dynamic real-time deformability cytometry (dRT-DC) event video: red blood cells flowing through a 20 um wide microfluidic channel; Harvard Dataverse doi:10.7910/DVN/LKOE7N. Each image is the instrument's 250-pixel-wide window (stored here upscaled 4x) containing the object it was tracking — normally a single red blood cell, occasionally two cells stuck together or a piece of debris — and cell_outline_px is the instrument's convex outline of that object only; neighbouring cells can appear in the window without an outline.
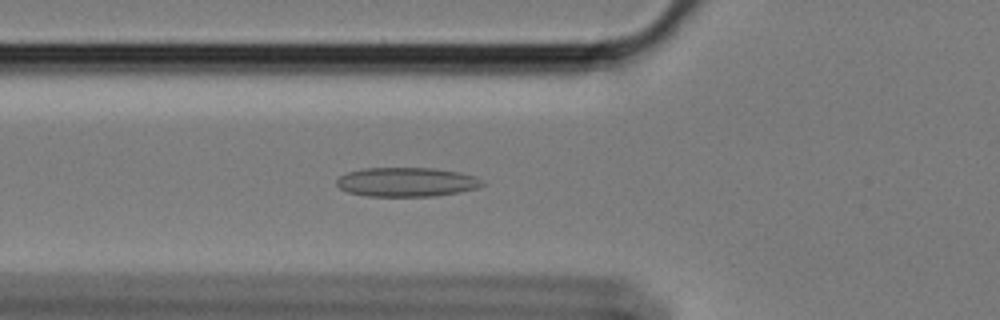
{"species": "Egyptian fruit bat (a non-hibernating species)", "species_latin": "Rousettus aegyptiacus", "temperature_condition": "cold", "stored_images_in_passage": 34, "camera_frame_rate_fps": 3000, "um_per_image_px": 0.085, "animal": {"sex": "female"}, "frame": {"image": 1, "passage_image": 11, "time_ms": 3.333, "image_size_px": [1000, 320], "cell_outline_px": [[484, 184], [476, 188], [460, 192], [432, 196], [364, 196], [348, 192], [340, 188], [336, 184], [336, 180], [340, 176], [348, 172], [364, 168], [432, 168], [460, 172], [476, 176], [484, 180]], "centroid_in_image_um": [34.57, 15.47], "position_along_channel_um": 91.2, "area_um2": 24.85}}
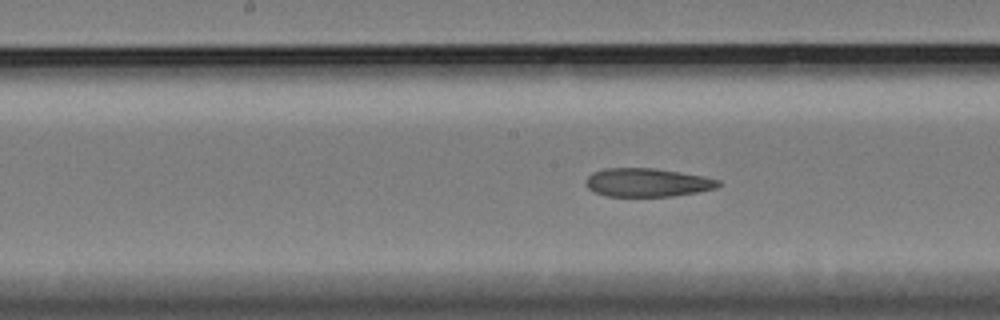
{"frame": {"image": 2, "passage_image": 20, "time_ms": 6.333, "image_size_px": [1000, 320], "cell_outline_px": [[720, 184], [716, 188], [696, 192], [672, 196], [604, 196], [592, 192], [584, 184], [584, 180], [592, 172], [604, 168], [652, 168], [680, 172], [720, 180]], "centroid_in_image_um": [54.93, 15.51], "position_along_channel_um": 193.3, "area_um2": 22.02}}
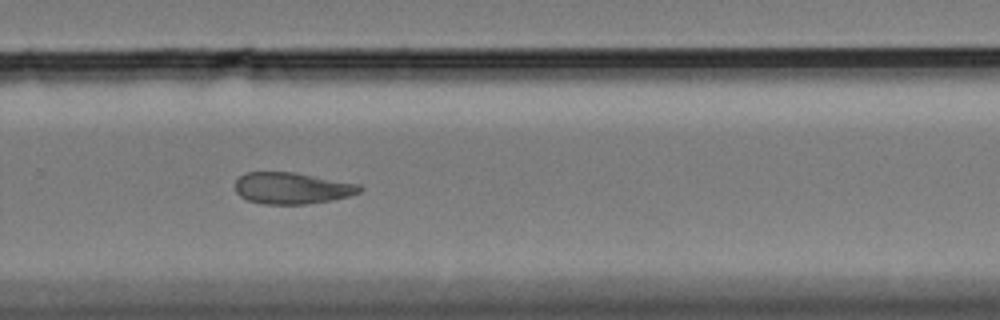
{"frame": {"image": 3, "passage_image": 30, "time_ms": 9.667, "image_size_px": [1000, 320], "cell_outline_px": [[364, 188], [360, 192], [348, 196], [332, 200], [304, 204], [264, 204], [248, 200], [240, 196], [236, 192], [236, 180], [244, 172], [292, 172], [356, 184]], "centroid_in_image_um": [24.78, 16.0], "position_along_channel_um": 305.0, "area_um2": 22.54}}